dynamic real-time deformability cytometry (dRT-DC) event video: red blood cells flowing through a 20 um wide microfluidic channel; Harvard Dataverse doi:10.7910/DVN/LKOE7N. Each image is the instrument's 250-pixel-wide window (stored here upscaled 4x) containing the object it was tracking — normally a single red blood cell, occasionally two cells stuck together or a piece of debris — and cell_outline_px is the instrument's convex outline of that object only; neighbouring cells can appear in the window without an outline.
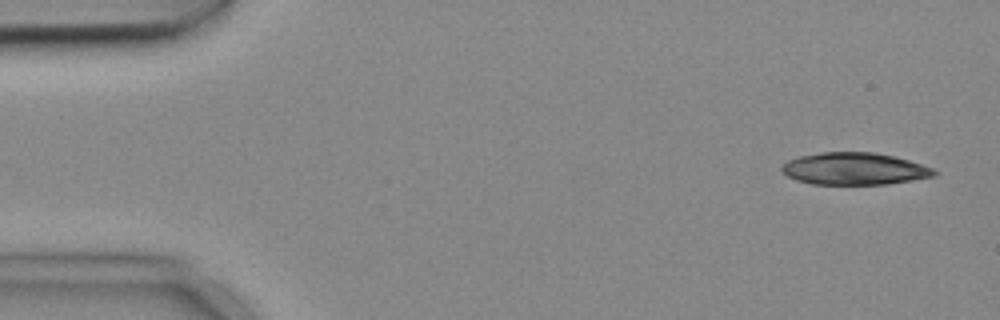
{"species": "common noctule bat (a hibernating species)", "species_latin": "Nyctalus noctula", "temperature_condition": "cold", "stored_images_in_passage": 4, "camera_frame_rate_fps": 3000, "um_per_image_px": 0.085, "animal": {"sex": "female", "body_mass_g": 18.4}, "frame": {"image": 1, "passage_image": 1, "time_ms": 0.0, "image_size_px": [1000, 320], "cell_outline_px": [[940, 172], [936, 176], [888, 184], [812, 184], [796, 180], [788, 176], [780, 168], [780, 164], [788, 160], [800, 156], [820, 152], [876, 152], [908, 160], [932, 168]], "centroid_in_image_um": [72.62, 14.34], "position_along_channel_um": 12.4, "area_um2": 28.61}}
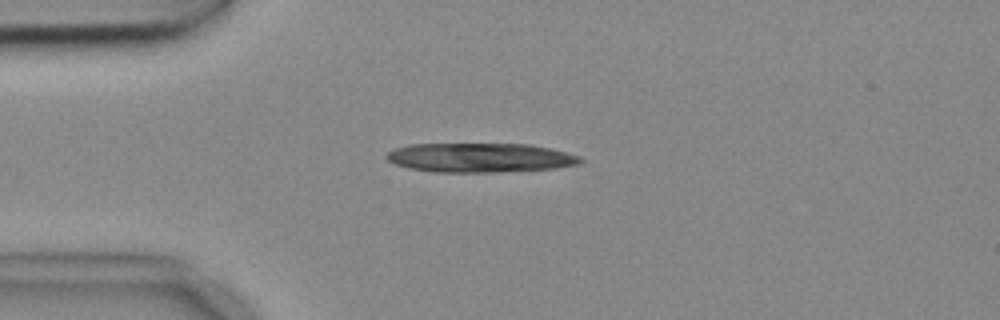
{"frame": {"image": 2, "passage_image": 4, "time_ms": 1.0, "image_size_px": [1000, 320], "cell_outline_px": [[584, 160], [580, 164], [556, 168], [500, 172], [432, 172], [408, 168], [396, 164], [388, 160], [384, 156], [392, 148], [412, 144], [532, 144], [552, 148], [580, 156]], "centroid_in_image_um": [40.82, 13.4], "position_along_channel_um": 44.2, "area_um2": 33.41}}